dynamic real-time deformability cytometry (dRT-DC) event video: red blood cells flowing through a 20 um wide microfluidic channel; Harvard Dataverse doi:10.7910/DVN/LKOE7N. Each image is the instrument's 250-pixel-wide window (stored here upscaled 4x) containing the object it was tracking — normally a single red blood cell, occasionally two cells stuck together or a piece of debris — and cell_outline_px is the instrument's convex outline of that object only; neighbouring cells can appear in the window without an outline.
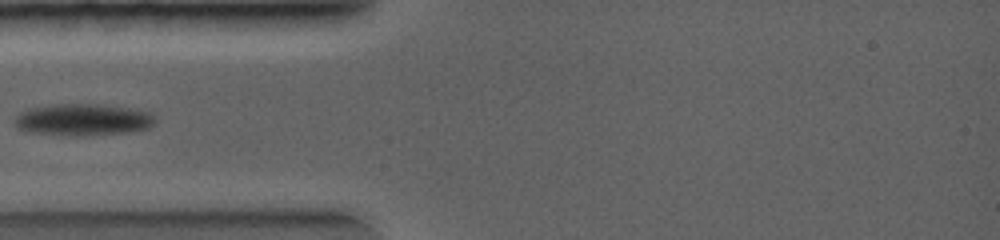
{"species": "common noctule bat (a hibernating species)", "species_latin": "Nyctalus noctula", "temperature_condition": "warm", "stored_images_in_passage": 27, "camera_frame_rate_fps": 5000, "um_per_image_px": 0.085, "animal": {"sex": "female", "body_mass_g": 19.0, "forearm_length_mm": 56.7}, "frame": {"image": 1, "passage_image": 1, "time_ms": 0.0, "image_size_px": [1000, 240], "cell_outline_px": [[156, 120], [148, 128], [124, 132], [28, 132], [16, 128], [16, 116], [24, 108], [48, 104], [104, 104], [136, 108], [148, 112]], "centroid_in_image_um": [7.03, 10.08], "position_along_channel_um": 78.0, "area_um2": 24.85}}
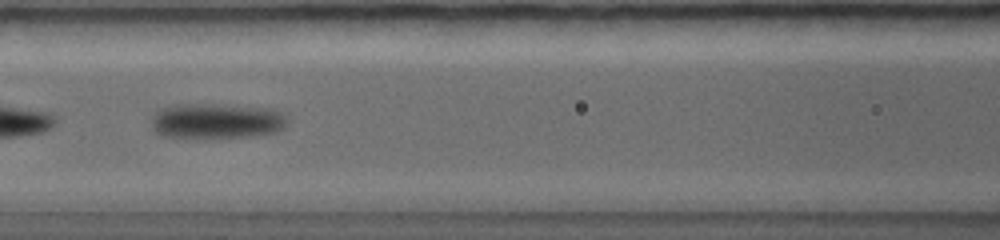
{"frame": {"image": 2, "passage_image": 5, "time_ms": 1.2, "image_size_px": [1000, 240], "cell_outline_px": [[288, 120], [276, 132], [248, 136], [168, 136], [156, 132], [152, 124], [152, 116], [156, 108], [176, 104], [216, 104], [276, 108], [288, 112]], "centroid_in_image_um": [18.46, 10.22], "position_along_channel_um": 148.1, "area_um2": 27.86}}